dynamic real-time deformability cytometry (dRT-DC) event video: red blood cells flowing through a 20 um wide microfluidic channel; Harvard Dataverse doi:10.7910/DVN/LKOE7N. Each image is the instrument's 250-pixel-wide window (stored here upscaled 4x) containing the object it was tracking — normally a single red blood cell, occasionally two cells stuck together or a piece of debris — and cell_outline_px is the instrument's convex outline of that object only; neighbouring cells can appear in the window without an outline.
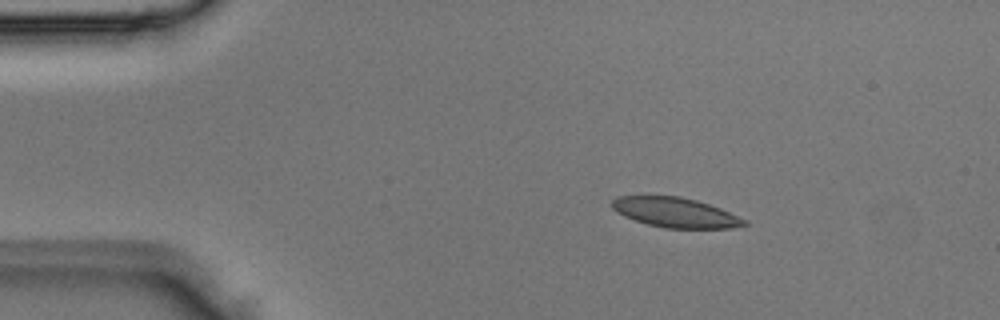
{"species": "Egyptian fruit bat (a non-hibernating species)", "species_latin": "Rousettus aegyptiacus", "temperature_condition": "room temperature", "stored_images_in_passage": 3, "camera_frame_rate_fps": 3000, "um_per_image_px": 0.085, "animal": {"sex": "male"}, "frame": {"image": 1, "passage_image": 2, "time_ms": 0.333, "image_size_px": [1000, 320], "cell_outline_px": [[748, 224], [732, 228], [664, 228], [648, 224], [624, 216], [616, 212], [612, 208], [612, 200], [616, 196], [680, 196], [696, 200], [720, 208], [748, 220]], "centroid_in_image_um": [57.41, 18.06], "position_along_channel_um": 27.6, "area_um2": 22.95}}